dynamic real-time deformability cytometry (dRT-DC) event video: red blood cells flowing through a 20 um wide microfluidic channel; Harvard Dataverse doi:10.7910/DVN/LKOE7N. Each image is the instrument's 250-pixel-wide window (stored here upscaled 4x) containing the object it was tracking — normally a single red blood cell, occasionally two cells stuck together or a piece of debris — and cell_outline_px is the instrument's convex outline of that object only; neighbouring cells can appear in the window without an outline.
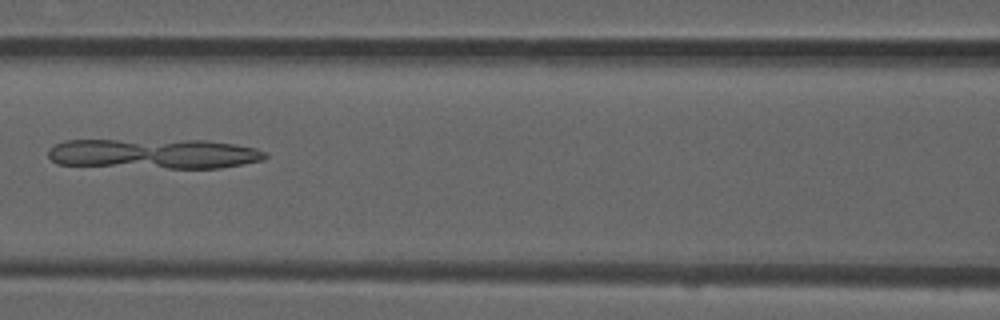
{"species": "common noctule bat (a hibernating species)", "species_latin": "Nyctalus noctula", "temperature_condition": "room temperature", "stored_images_in_passage": 7, "camera_frame_rate_fps": 3000, "um_per_image_px": 0.085, "animal": {"sex": "male", "forearm_length_mm": 52.5}, "frame": {"image": 1, "passage_image": 6, "time_ms": 1.667, "image_size_px": [1000, 320], "cell_outline_px": [[268, 156], [264, 160], [220, 168], [168, 168], [56, 164], [48, 156], [48, 148], [64, 140], [204, 140], [236, 144], [256, 148], [264, 152]], "centroid_in_image_um": [13.08, 13.06], "position_along_channel_um": 153.5, "area_um2": 38.09}}
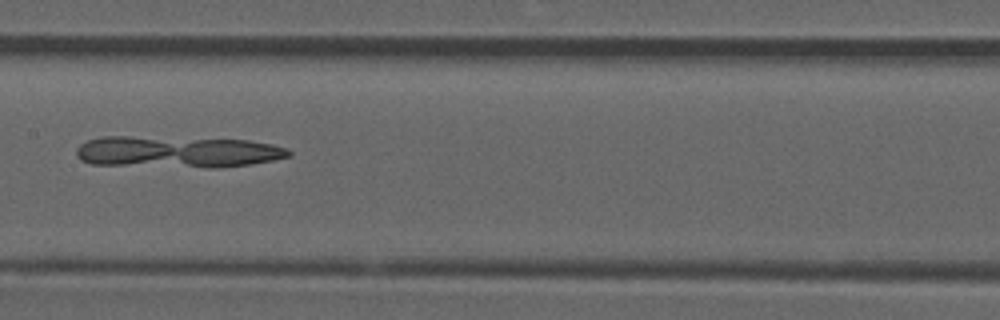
{"frame": {"image": 2, "passage_image": 7, "time_ms": 2.0, "image_size_px": [1000, 320], "cell_outline_px": [[292, 156], [272, 160], [248, 164], [216, 168], [208, 168], [92, 164], [80, 160], [76, 156], [76, 148], [80, 144], [88, 140], [100, 136], [128, 136], [248, 140], [272, 144], [284, 148], [292, 152]], "centroid_in_image_um": [15.03, 12.91], "position_along_channel_um": 192.4, "area_um2": 39.25}}